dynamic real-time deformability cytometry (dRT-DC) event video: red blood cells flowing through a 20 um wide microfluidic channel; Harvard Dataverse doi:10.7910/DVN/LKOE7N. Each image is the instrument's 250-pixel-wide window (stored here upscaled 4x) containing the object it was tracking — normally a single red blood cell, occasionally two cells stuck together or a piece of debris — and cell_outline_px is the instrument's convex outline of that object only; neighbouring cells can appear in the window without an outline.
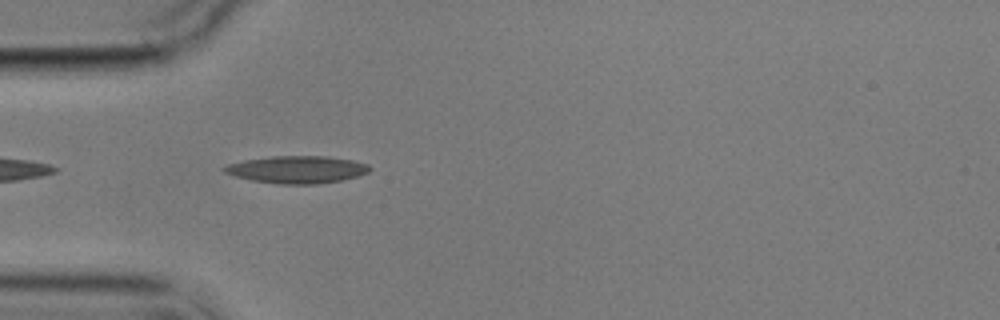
{"species": "common noctule bat (a hibernating species)", "species_latin": "Nyctalus noctula", "temperature_condition": "cold", "stored_images_in_passage": 4, "camera_frame_rate_fps": 3000, "um_per_image_px": 0.085, "animal": {"sex": "male", "body_mass_g": 17.9}, "frame": {"image": 1, "passage_image": 3, "time_ms": 4.0, "image_size_px": [1000, 320], "cell_outline_px": [[372, 168], [368, 172], [356, 176], [340, 180], [316, 184], [276, 184], [252, 180], [236, 176], [224, 172], [220, 168], [228, 164], [244, 160], [272, 156], [328, 156], [352, 160], [368, 164]], "centroid_in_image_um": [25.23, 14.4], "position_along_channel_um": 59.8, "area_um2": 23.12}}
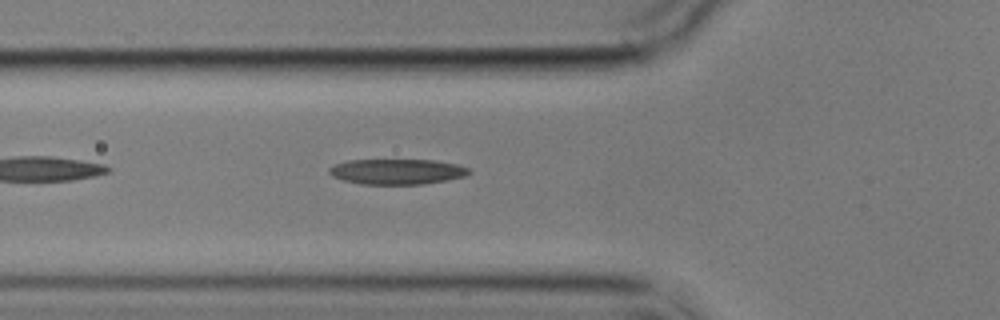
{"frame": {"image": 2, "passage_image": 4, "time_ms": 5.0, "image_size_px": [1000, 320], "cell_outline_px": [[472, 172], [464, 176], [448, 180], [424, 184], [360, 184], [344, 180], [332, 176], [328, 172], [328, 168], [336, 164], [348, 160], [432, 160], [456, 164], [468, 168]], "centroid_in_image_um": [33.74, 14.59], "position_along_channel_um": 92.1, "area_um2": 20.63}}